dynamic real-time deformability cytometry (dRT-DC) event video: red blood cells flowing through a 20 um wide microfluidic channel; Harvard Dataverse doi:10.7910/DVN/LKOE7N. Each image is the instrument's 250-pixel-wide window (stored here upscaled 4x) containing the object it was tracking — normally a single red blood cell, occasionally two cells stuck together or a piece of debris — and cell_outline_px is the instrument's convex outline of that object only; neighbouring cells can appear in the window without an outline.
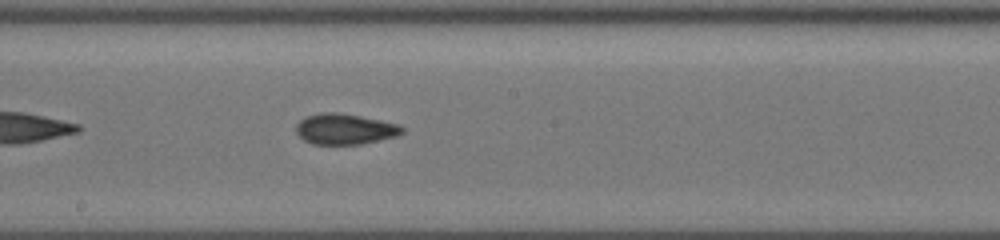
{"species": "common noctule bat (a hibernating species)", "species_latin": "Nyctalus noctula", "temperature_condition": "cold", "stored_images_in_passage": 29, "camera_frame_rate_fps": 3000, "um_per_image_px": 0.085, "animal": {"sex": "female", "body_mass_g": 19.5, "forearm_length_mm": 54.1}, "frame": {"image": 1, "passage_image": 13, "time_ms": 4.0, "image_size_px": [1000, 240], "cell_outline_px": [[404, 132], [396, 136], [360, 144], [312, 144], [304, 140], [296, 132], [296, 124], [300, 120], [308, 116], [320, 112], [336, 112], [360, 116], [380, 120], [396, 124], [404, 128]], "centroid_in_image_um": [29.29, 10.97], "position_along_channel_um": 218.9, "area_um2": 18.79}}